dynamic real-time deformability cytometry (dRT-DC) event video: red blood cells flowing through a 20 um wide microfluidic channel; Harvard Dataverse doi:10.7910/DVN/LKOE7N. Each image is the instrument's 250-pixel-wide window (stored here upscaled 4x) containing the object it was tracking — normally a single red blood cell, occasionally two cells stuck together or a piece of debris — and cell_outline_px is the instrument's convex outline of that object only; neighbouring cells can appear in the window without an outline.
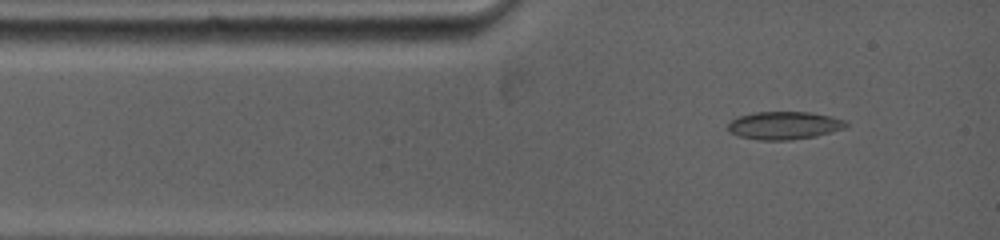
{"species": "common noctule bat (a hibernating species)", "species_latin": "Nyctalus noctula", "temperature_condition": "warm", "stored_images_in_passage": 8, "camera_frame_rate_fps": 5000, "um_per_image_px": 0.085, "animal": {"sex": "female", "body_mass_g": 19.0, "forearm_length_mm": 53.3}, "frame": {"image": 1, "passage_image": 1, "time_ms": 0.0, "image_size_px": [1000, 240], "cell_outline_px": [[848, 128], [816, 136], [788, 140], [760, 140], [740, 136], [728, 132], [728, 124], [736, 116], [752, 112], [808, 112], [832, 116], [848, 120]], "centroid_in_image_um": [66.69, 10.65], "position_along_channel_um": 18.3, "area_um2": 19.48}}
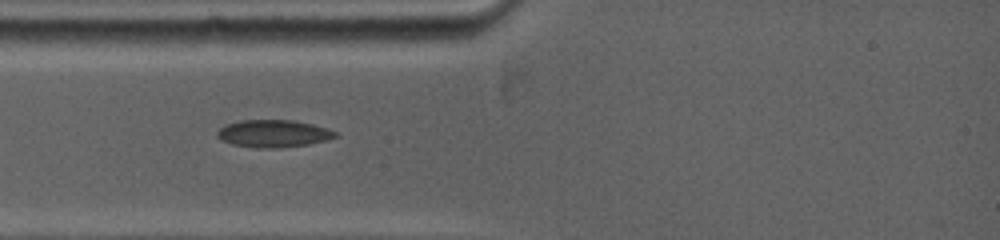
{"frame": {"image": 2, "passage_image": 6, "time_ms": 1.6, "image_size_px": [1000, 240], "cell_outline_px": [[336, 136], [304, 144], [236, 144], [224, 140], [216, 132], [224, 124], [240, 120], [296, 120], [328, 128], [336, 132]], "centroid_in_image_um": [23.24, 11.24], "position_along_channel_um": 61.8, "area_um2": 17.05}}